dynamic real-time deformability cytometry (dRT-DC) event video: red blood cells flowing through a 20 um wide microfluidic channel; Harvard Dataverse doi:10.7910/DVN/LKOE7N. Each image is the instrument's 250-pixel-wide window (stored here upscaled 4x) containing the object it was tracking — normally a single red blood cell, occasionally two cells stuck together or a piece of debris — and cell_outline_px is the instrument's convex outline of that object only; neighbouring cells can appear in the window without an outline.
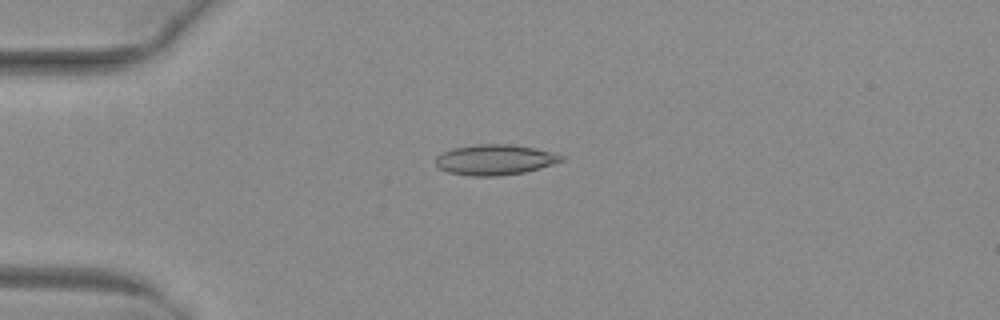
{"species": "common noctule bat (a hibernating species)", "species_latin": "Nyctalus noctula", "temperature_condition": "warm", "stored_images_in_passage": 33, "camera_frame_rate_fps": 3000, "um_per_image_px": 0.085, "animal": {"sex": "female", "body_mass_g": 29.2, "forearm_length_mm": 56.3}, "frame": {"image": 1, "passage_image": 3, "time_ms": 0.667, "image_size_px": [1000, 320], "cell_outline_px": [[564, 160], [540, 168], [524, 172], [500, 176], [472, 176], [448, 172], [440, 168], [436, 164], [436, 156], [452, 148], [476, 144], [512, 144], [536, 148], [552, 152], [564, 156]], "centroid_in_image_um": [42.08, 13.57], "position_along_channel_um": 42.9, "area_um2": 22.31}}
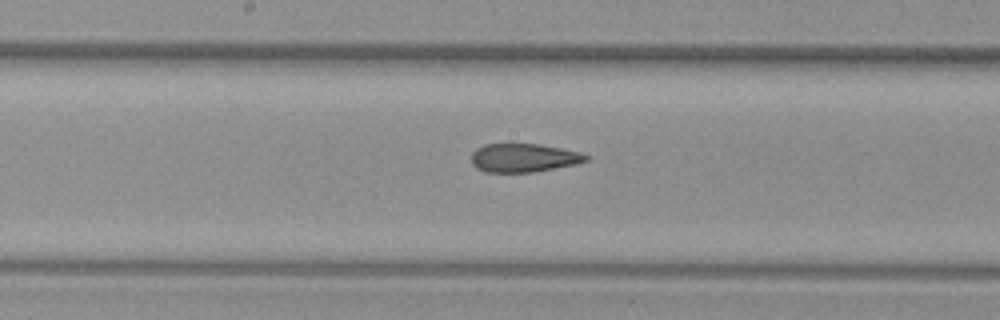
{"frame": {"image": 2, "passage_image": 17, "time_ms": 5.333, "image_size_px": [1000, 320], "cell_outline_px": [[592, 156], [588, 160], [576, 164], [532, 172], [484, 172], [476, 168], [472, 164], [472, 152], [476, 148], [484, 144], [536, 144], [560, 148], [580, 152]], "centroid_in_image_um": [44.51, 13.41], "position_along_channel_um": 203.7, "area_um2": 19.07}}
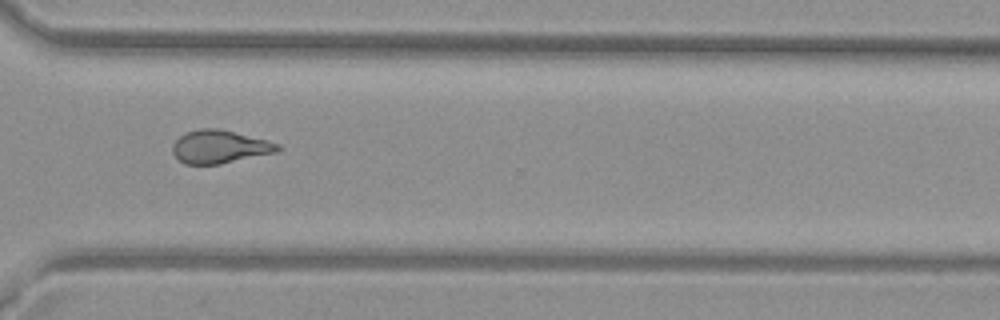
{"frame": {"image": 3, "passage_image": 28, "time_ms": 9.0, "image_size_px": [1000, 320], "cell_outline_px": [[280, 148], [276, 152], [220, 164], [184, 164], [172, 152], [172, 144], [180, 136], [188, 132], [200, 128], [216, 128], [268, 140], [280, 144]], "centroid_in_image_um": [18.66, 12.48], "position_along_channel_um": 351.9, "area_um2": 20.06}, "authors_computed_cell_mechanics": {"area_um2": 20.1722, "velocity_mm_per_s": 4.048, "shape_relaxation_time_tau1_ms": null, "shape_relaxation_time_tau2_ms": 2.3673, "deformation_change_tau1": null, "deformation_change_tau2": 0.1047}}